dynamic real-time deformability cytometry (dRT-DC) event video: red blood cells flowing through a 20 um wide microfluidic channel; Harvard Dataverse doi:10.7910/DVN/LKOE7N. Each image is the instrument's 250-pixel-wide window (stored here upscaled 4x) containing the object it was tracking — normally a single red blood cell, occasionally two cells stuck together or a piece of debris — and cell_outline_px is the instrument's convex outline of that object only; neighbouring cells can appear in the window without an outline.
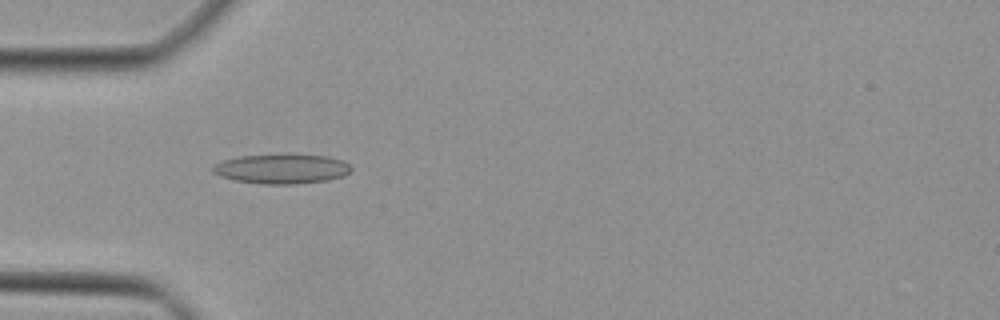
{"species": "Egyptian fruit bat (a non-hibernating species)", "species_latin": "Rousettus aegyptiacus", "temperature_condition": "cold", "stored_images_in_passage": 33, "camera_frame_rate_fps": 3000, "um_per_image_px": 0.085, "animal": {"sex": "female"}, "frame": {"image": 1, "passage_image": 1, "time_ms": 0.0, "image_size_px": [1000, 320], "cell_outline_px": [[352, 168], [344, 176], [328, 180], [296, 184], [260, 184], [236, 180], [220, 176], [212, 172], [212, 168], [216, 164], [224, 160], [240, 156], [328, 156], [340, 160], [348, 164]], "centroid_in_image_um": [23.94, 14.38], "position_along_channel_um": 61.1, "area_um2": 23.18}}
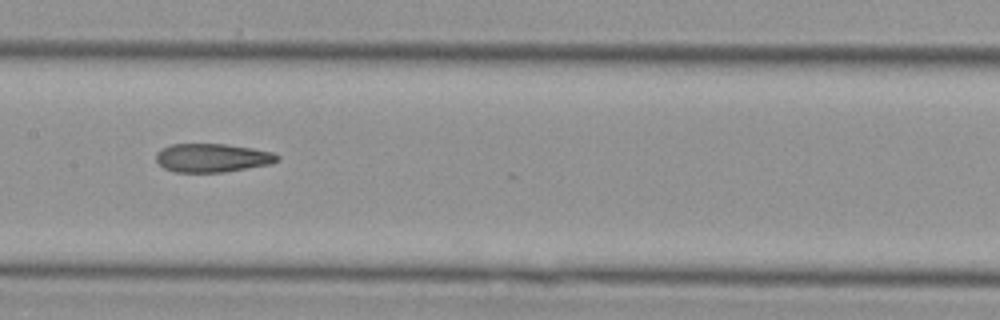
{"frame": {"image": 2, "passage_image": 10, "time_ms": 3.0, "image_size_px": [1000, 320], "cell_outline_px": [[280, 160], [272, 164], [224, 172], [176, 172], [164, 168], [156, 160], [156, 152], [160, 148], [172, 144], [224, 144], [252, 148], [272, 152], [280, 156]], "centroid_in_image_um": [18.05, 13.41], "position_along_channel_um": 189.3, "area_um2": 20.29}}
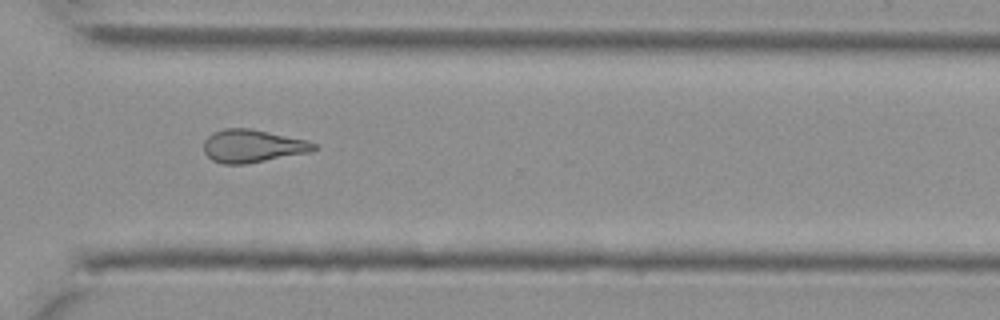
{"frame": {"image": 3, "passage_image": 21, "time_ms": 6.667, "image_size_px": [1000, 320], "cell_outline_px": [[316, 148], [312, 152], [244, 164], [224, 164], [212, 160], [204, 152], [204, 140], [212, 132], [224, 128], [248, 128], [308, 140], [316, 144]], "centroid_in_image_um": [21.46, 12.41], "position_along_channel_um": 349.1, "area_um2": 21.1}}